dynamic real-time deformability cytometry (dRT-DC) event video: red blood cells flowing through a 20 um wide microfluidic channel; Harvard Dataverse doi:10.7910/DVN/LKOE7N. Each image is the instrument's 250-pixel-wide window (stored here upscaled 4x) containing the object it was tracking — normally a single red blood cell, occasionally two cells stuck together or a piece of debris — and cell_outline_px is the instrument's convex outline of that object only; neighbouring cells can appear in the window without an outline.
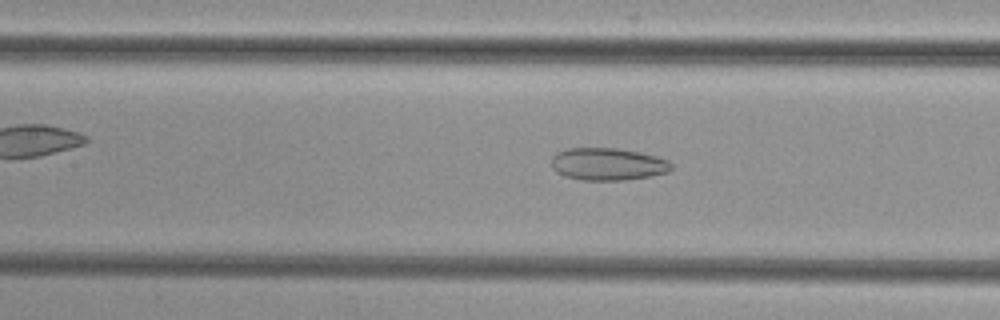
{"species": "common noctule bat (a hibernating species)", "species_latin": "Nyctalus noctula", "temperature_condition": "cold", "stored_images_in_passage": 51, "camera_frame_rate_fps": 3000, "um_per_image_px": 0.085, "animal": {"sex": "female", "body_mass_g": 29.2, "forearm_length_mm": 56.3}, "frame": {"image": 1, "passage_image": 23, "time_ms": 7.333, "image_size_px": [1000, 320], "cell_outline_px": [[672, 168], [668, 172], [652, 176], [624, 180], [580, 180], [564, 176], [556, 172], [552, 168], [552, 156], [556, 152], [568, 148], [616, 148], [640, 152], [656, 156], [668, 160], [672, 164]], "centroid_in_image_um": [51.65, 13.95], "position_along_channel_um": 155.7, "area_um2": 22.83}}
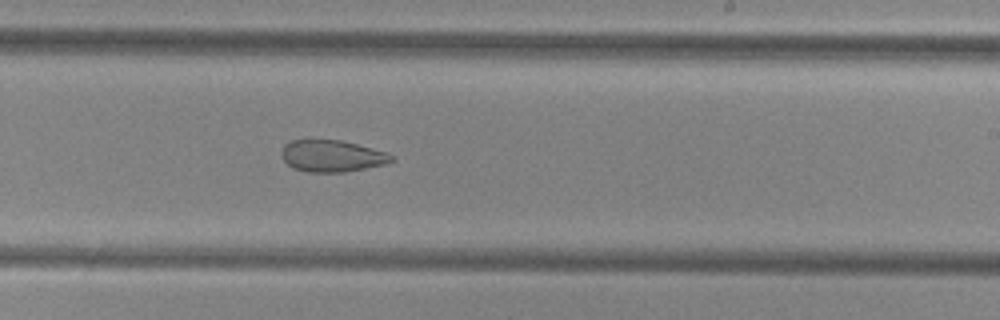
{"frame": {"image": 2, "passage_image": 31, "time_ms": 10.0, "image_size_px": [1000, 320], "cell_outline_px": [[396, 160], [388, 164], [344, 172], [308, 172], [292, 168], [284, 160], [280, 152], [284, 144], [292, 140], [308, 136], [340, 140], [372, 148], [396, 156]], "centroid_in_image_um": [28.18, 13.22], "position_along_channel_um": 260.8, "area_um2": 21.15}}
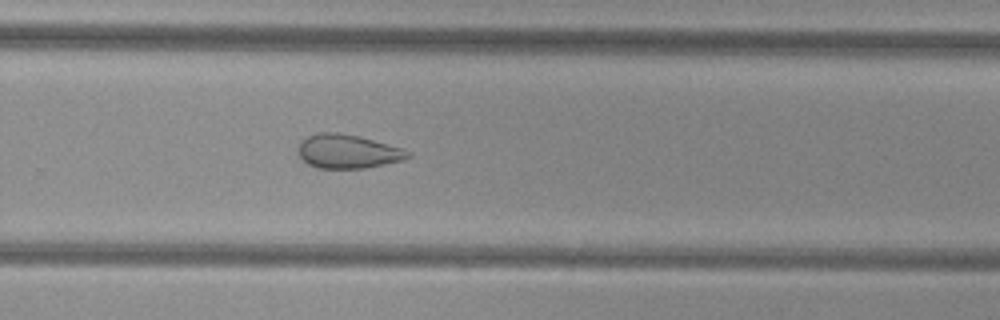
{"frame": {"image": 3, "passage_image": 34, "time_ms": 11.0, "image_size_px": [1000, 320], "cell_outline_px": [[412, 156], [404, 160], [364, 168], [316, 168], [308, 164], [300, 156], [300, 144], [308, 136], [320, 132], [340, 132], [360, 136], [400, 148], [412, 152]], "centroid_in_image_um": [29.6, 12.87], "position_along_channel_um": 300.2, "area_um2": 21.44}}